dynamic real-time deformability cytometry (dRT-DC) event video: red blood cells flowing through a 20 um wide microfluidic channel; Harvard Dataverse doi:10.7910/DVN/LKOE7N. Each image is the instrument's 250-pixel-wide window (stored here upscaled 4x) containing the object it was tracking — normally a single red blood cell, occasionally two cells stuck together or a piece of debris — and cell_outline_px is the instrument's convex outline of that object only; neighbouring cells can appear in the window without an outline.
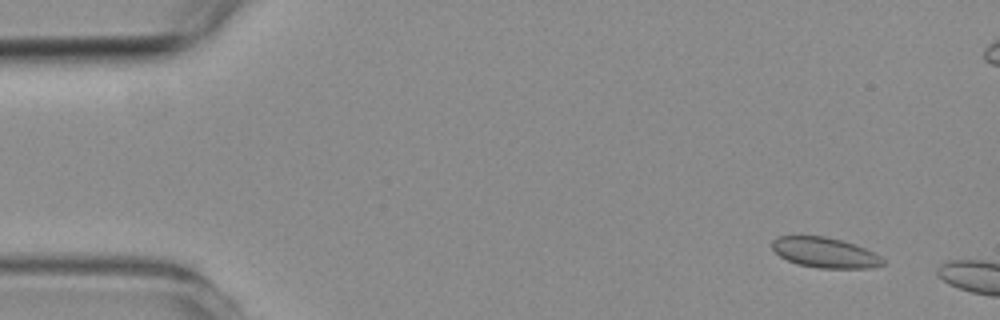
{"species": "common noctule bat (a hibernating species)", "species_latin": "Nyctalus noctula", "temperature_condition": "room temperature", "stored_images_in_passage": 3, "camera_frame_rate_fps": 3000, "um_per_image_px": 0.085, "animal": {"sex": "female", "body_mass_g": 19.3, "forearm_length_mm": 54.1}, "frame": {"image": 1, "passage_image": 2, "time_ms": 1.0, "image_size_px": [1000, 320], "cell_outline_px": [[884, 264], [872, 268], [820, 268], [796, 264], [780, 256], [772, 248], [772, 240], [776, 236], [824, 236], [844, 240], [856, 244], [880, 256], [884, 260]], "centroid_in_image_um": [70.12, 21.46], "position_along_channel_um": 14.9, "area_um2": 19.59}}